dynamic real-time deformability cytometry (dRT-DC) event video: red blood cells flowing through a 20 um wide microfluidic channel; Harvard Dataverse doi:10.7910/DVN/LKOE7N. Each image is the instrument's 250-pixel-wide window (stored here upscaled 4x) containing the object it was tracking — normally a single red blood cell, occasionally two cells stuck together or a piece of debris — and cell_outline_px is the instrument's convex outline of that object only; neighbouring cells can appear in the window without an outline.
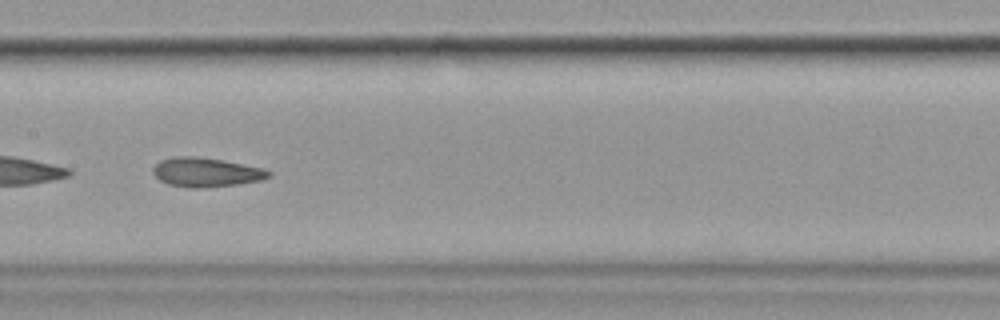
{"species": "common noctule bat (a hibernating species)", "species_latin": "Nyctalus noctula", "temperature_condition": "cold", "stored_images_in_passage": 11, "camera_frame_rate_fps": 3000, "um_per_image_px": 0.085, "animal": {"sex": "female", "body_mass_g": 19.9}, "frame": {"image": 1, "passage_image": 5, "time_ms": 5.667, "image_size_px": [1000, 320], "cell_outline_px": [[272, 176], [260, 180], [236, 184], [196, 188], [192, 188], [168, 184], [160, 180], [152, 172], [152, 168], [160, 160], [172, 156], [196, 156], [220, 160], [264, 168], [272, 172]], "centroid_in_image_um": [17.5, 14.63], "position_along_channel_um": 189.9, "area_um2": 19.54}, "authors_computed_cell_mechanics": {"area_um2": 19.8832, "velocity_mm_per_s": 3.5845, "shape_relaxation_time_tau1_ms": 6.0583, "shape_relaxation_time_tau2_ms": 1.4393, "deformation_change_tau1": 0.1273, "deformation_change_tau2": 0.071}}